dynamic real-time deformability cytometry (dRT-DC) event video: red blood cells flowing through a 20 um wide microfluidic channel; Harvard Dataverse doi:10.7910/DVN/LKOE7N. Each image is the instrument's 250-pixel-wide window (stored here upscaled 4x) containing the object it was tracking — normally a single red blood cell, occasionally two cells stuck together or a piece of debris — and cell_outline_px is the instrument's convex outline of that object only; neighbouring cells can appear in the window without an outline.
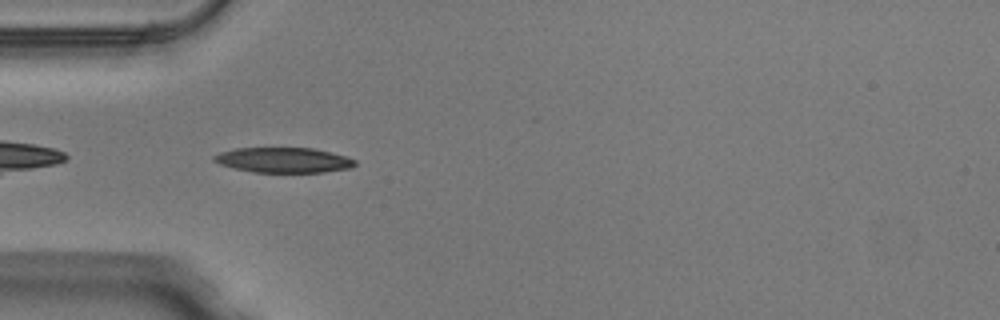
{"species": "Egyptian fruit bat (a non-hibernating species)", "species_latin": "Rousettus aegyptiacus", "temperature_condition": "warm", "stored_images_in_passage": 13, "segment_of_instrument_passage": [1, 2], "camera_frame_rate_fps": 3000, "um_per_image_px": 0.085, "animal": {"sex": "male"}, "frame": {"image": 1, "passage_image": 2, "time_ms": 0.333, "image_size_px": [1000, 320], "cell_outline_px": [[356, 164], [352, 168], [324, 172], [256, 172], [236, 168], [220, 164], [212, 160], [212, 156], [220, 152], [236, 148], [312, 148], [348, 156], [356, 160]], "centroid_in_image_um": [24.13, 13.6], "position_along_channel_um": 60.9, "area_um2": 20.63}}
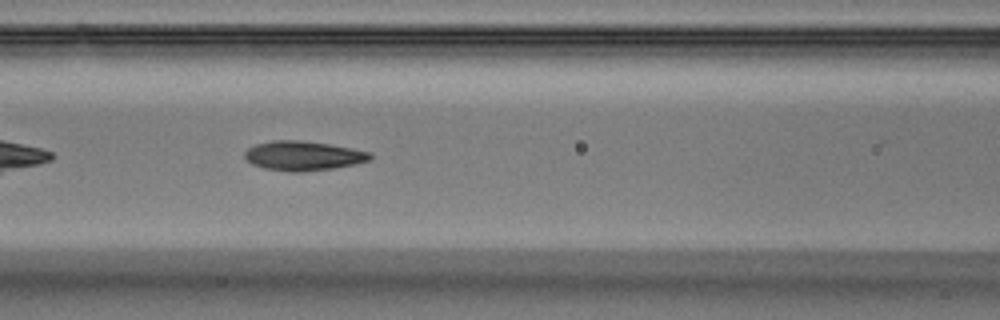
{"frame": {"image": 2, "passage_image": 8, "time_ms": 2.333, "image_size_px": [1000, 320], "cell_outline_px": [[372, 156], [368, 160], [352, 164], [332, 168], [300, 172], [296, 172], [264, 168], [252, 164], [244, 156], [244, 152], [248, 148], [256, 144], [272, 140], [300, 140], [328, 144], [352, 148], [372, 152]], "centroid_in_image_um": [25.75, 13.23], "position_along_channel_um": 140.9, "area_um2": 21.27}}
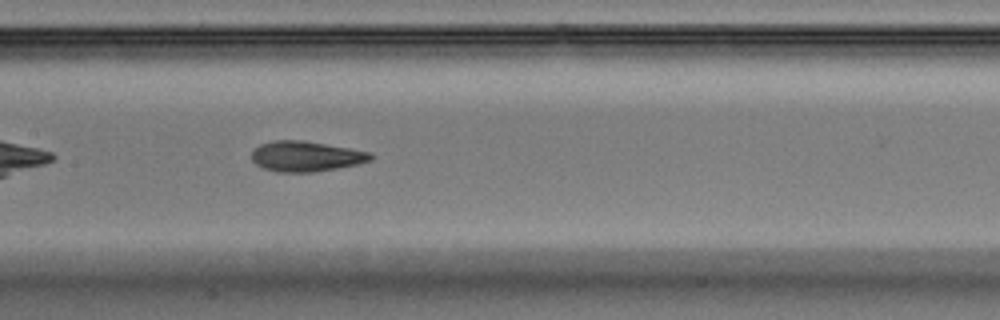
{"frame": {"image": 3, "passage_image": 11, "time_ms": 3.333, "image_size_px": [1000, 320], "cell_outline_px": [[372, 160], [356, 164], [336, 168], [312, 172], [276, 172], [264, 168], [256, 164], [252, 160], [252, 152], [260, 144], [276, 140], [300, 140], [372, 152]], "centroid_in_image_um": [25.99, 13.29], "position_along_channel_um": 181.4, "area_um2": 20.75}}